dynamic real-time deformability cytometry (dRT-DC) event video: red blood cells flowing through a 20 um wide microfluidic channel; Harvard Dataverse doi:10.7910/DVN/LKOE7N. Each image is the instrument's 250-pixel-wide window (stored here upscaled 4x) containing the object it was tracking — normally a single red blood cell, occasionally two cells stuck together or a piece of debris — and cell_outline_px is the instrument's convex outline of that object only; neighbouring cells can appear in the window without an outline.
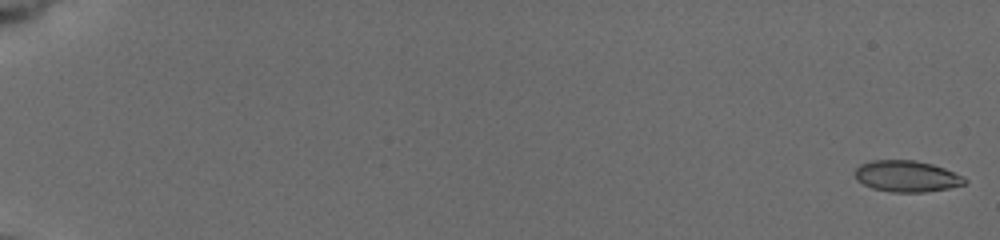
{"species": "common noctule bat (a hibernating species)", "species_latin": "Nyctalus noctula", "temperature_condition": "cold", "stored_images_in_passage": 16, "camera_frame_rate_fps": 3000, "um_per_image_px": 0.085, "animal": {"sex": "female", "body_mass_g": 19.5, "forearm_length_mm": 54.1}, "frame": {"image": 1, "passage_image": 1, "time_ms": 0.0, "image_size_px": [1000, 240], "cell_outline_px": [[968, 180], [964, 184], [948, 188], [924, 192], [892, 192], [872, 188], [856, 180], [852, 172], [860, 164], [872, 160], [916, 160], [932, 164], [944, 168], [964, 176]], "centroid_in_image_um": [77.04, 14.97], "position_along_channel_um": 8.0, "area_um2": 20.17}}
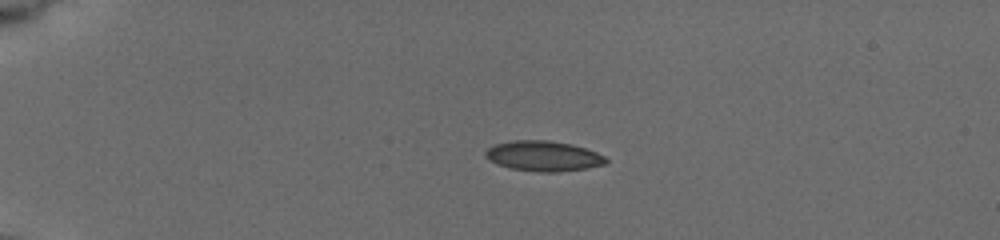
{"frame": {"image": 2, "passage_image": 10, "time_ms": 4.667, "image_size_px": [1000, 240], "cell_outline_px": [[608, 164], [560, 172], [540, 172], [512, 168], [496, 164], [488, 160], [484, 156], [484, 152], [488, 148], [496, 144], [512, 140], [548, 140], [572, 144], [596, 152], [604, 156], [608, 160]], "centroid_in_image_um": [46.18, 13.26], "position_along_channel_um": 38.8, "area_um2": 21.27}}
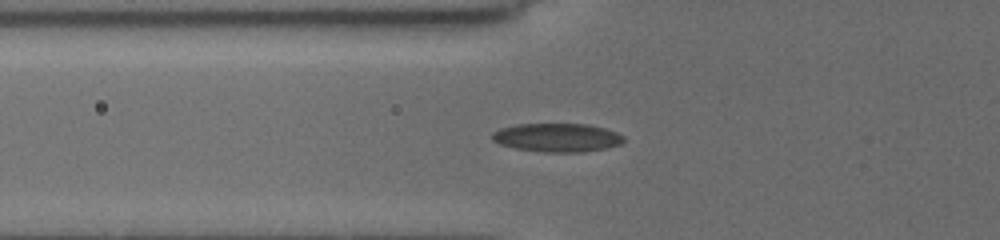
{"frame": {"image": 3, "passage_image": 16, "time_ms": 7.333, "image_size_px": [1000, 240], "cell_outline_px": [[624, 140], [620, 144], [604, 148], [580, 152], [544, 152], [516, 148], [500, 144], [492, 140], [492, 132], [500, 128], [516, 124], [588, 124], [604, 128], [616, 132], [624, 136]], "centroid_in_image_um": [47.34, 11.68], "position_along_channel_um": 78.5, "area_um2": 21.79}}